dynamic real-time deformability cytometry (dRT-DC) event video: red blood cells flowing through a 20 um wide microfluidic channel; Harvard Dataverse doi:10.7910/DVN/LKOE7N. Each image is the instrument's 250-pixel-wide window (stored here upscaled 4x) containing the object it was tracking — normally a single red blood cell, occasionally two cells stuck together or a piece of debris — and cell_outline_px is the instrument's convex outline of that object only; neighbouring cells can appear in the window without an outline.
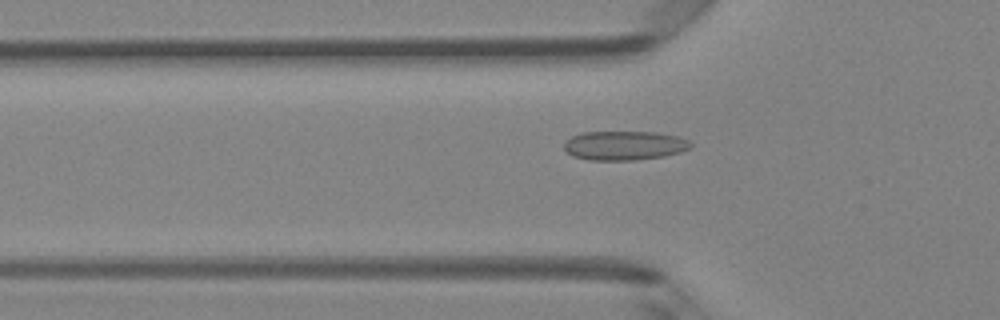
{"species": "Egyptian fruit bat (a non-hibernating species)", "species_latin": "Rousettus aegyptiacus", "temperature_condition": "room temperature", "stored_images_in_passage": 42, "camera_frame_rate_fps": 3000, "um_per_image_px": 0.085, "animal": {"sex": "female"}, "frame": {"image": 1, "passage_image": 9, "time_ms": 2.667, "image_size_px": [1000, 320], "cell_outline_px": [[692, 144], [688, 148], [680, 152], [664, 156], [636, 160], [588, 160], [572, 156], [564, 148], [564, 140], [580, 132], [656, 132], [680, 136], [688, 140]], "centroid_in_image_um": [53.04, 12.36], "position_along_channel_um": 72.8, "area_um2": 21.68}}
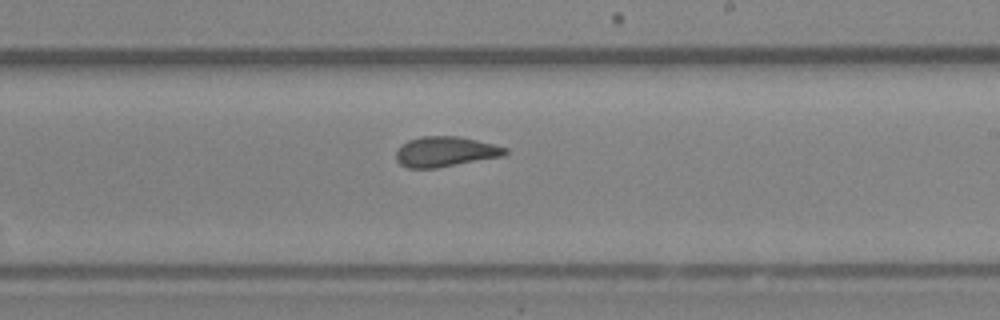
{"frame": {"image": 2, "passage_image": 22, "time_ms": 7.0, "image_size_px": [1000, 320], "cell_outline_px": [[508, 152], [504, 156], [436, 168], [408, 168], [400, 164], [396, 160], [396, 152], [400, 144], [408, 140], [420, 136], [460, 136], [508, 148]], "centroid_in_image_um": [37.83, 12.89], "position_along_channel_um": 251.2, "area_um2": 19.31}}
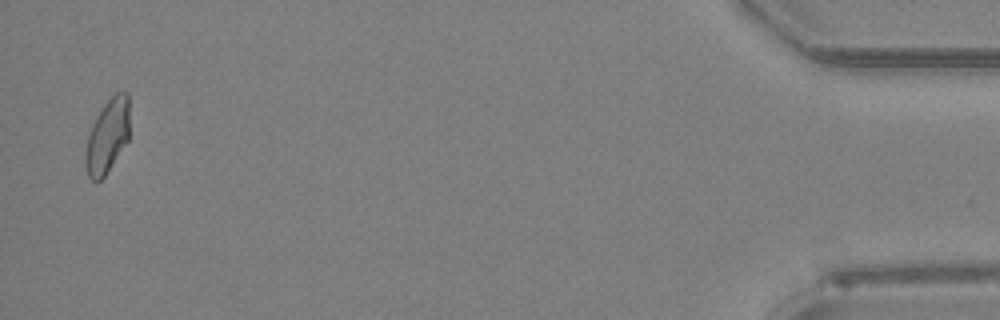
{"frame": {"image": 3, "passage_image": 41, "time_ms": 13.333, "image_size_px": [1000, 320], "cell_outline_px": [[128, 140], [104, 176], [100, 180], [92, 180], [88, 176], [84, 164], [84, 156], [88, 132], [96, 116], [104, 104], [116, 92], [128, 92]], "centroid_in_image_um": [9.1, 11.57], "position_along_channel_um": 426.1, "area_um2": 18.84}, "authors_computed_cell_mechanics": {"area_um2": 19.3919, "velocity_mm_per_s": 4.1298, "shape_relaxation_time_tau1_ms": null, "shape_relaxation_time_tau2_ms": 1.264, "deformation_change_tau1": null, "deformation_change_tau2": 0.07}}